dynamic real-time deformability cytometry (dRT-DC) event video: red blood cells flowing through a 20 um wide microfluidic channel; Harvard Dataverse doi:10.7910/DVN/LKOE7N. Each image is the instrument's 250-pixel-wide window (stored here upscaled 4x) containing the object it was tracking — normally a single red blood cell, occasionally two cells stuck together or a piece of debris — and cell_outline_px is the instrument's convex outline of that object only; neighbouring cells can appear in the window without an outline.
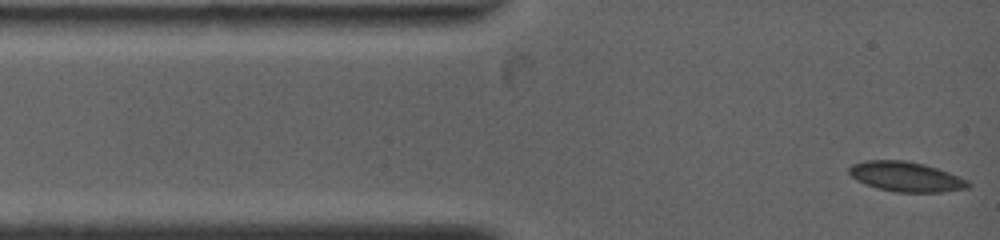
{"species": "common noctule bat (a hibernating species)", "species_latin": "Nyctalus noctula", "temperature_condition": "warm", "stored_images_in_passage": 82, "camera_frame_rate_fps": 4500, "um_per_image_px": 0.085, "animal": {"sex": "female", "body_mass_g": 19.0, "forearm_length_mm": 53.3}, "frame": {"image": 1, "passage_image": 1, "time_ms": 0.0, "image_size_px": [1000, 240], "cell_outline_px": [[972, 184], [968, 188], [944, 192], [896, 192], [880, 188], [856, 180], [848, 172], [848, 168], [852, 164], [864, 160], [904, 160], [924, 164], [960, 176], [968, 180]], "centroid_in_image_um": [77.04, 15.01], "position_along_channel_um": 8.0, "area_um2": 20.69}}
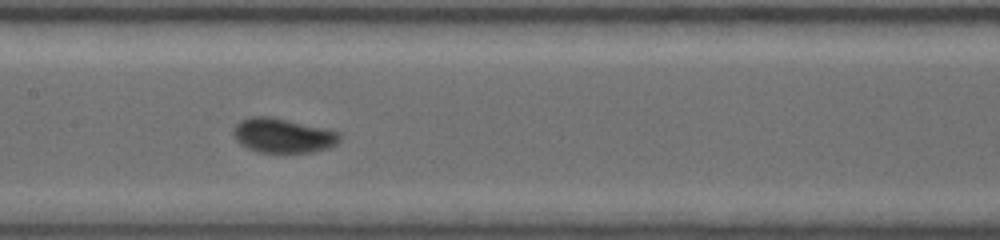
{"frame": {"image": 2, "passage_image": 36, "time_ms": 5.778, "image_size_px": [1000, 240], "cell_outline_px": [[340, 140], [336, 144], [328, 148], [312, 152], [256, 152], [240, 144], [236, 140], [232, 132], [232, 128], [240, 120], [252, 116], [272, 116], [340, 132]], "centroid_in_image_um": [24.01, 11.51], "position_along_channel_um": 183.4, "area_um2": 21.44}}
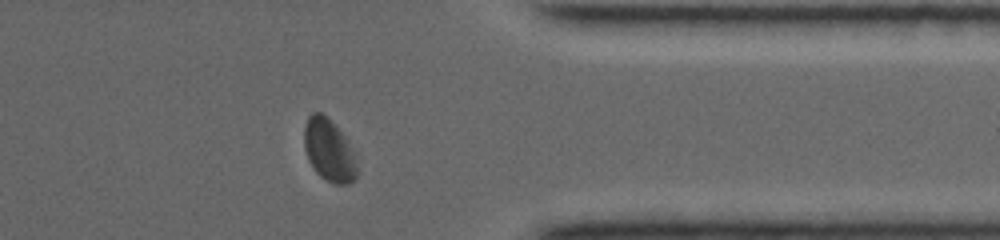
{"frame": {"image": 3, "passage_image": 69, "time_ms": 11.333, "image_size_px": [1000, 240], "cell_outline_px": [[356, 176], [348, 184], [332, 184], [320, 176], [316, 172], [308, 160], [304, 148], [304, 128], [308, 116], [312, 112], [320, 112], [344, 136], [352, 148], [356, 160]], "centroid_in_image_um": [27.94, 12.8], "position_along_channel_um": 383.5, "area_um2": 18.9}, "authors_computed_cell_mechanics": {"area_um2": 20.3456, "velocity_mm_per_s": 3.7777, "shape_relaxation_time_tau1_ms": 4.1583, "shape_relaxation_time_tau2_ms": 1.6765, "deformation_change_tau1": 0.1111, "deformation_change_tau2": 0.0281}}